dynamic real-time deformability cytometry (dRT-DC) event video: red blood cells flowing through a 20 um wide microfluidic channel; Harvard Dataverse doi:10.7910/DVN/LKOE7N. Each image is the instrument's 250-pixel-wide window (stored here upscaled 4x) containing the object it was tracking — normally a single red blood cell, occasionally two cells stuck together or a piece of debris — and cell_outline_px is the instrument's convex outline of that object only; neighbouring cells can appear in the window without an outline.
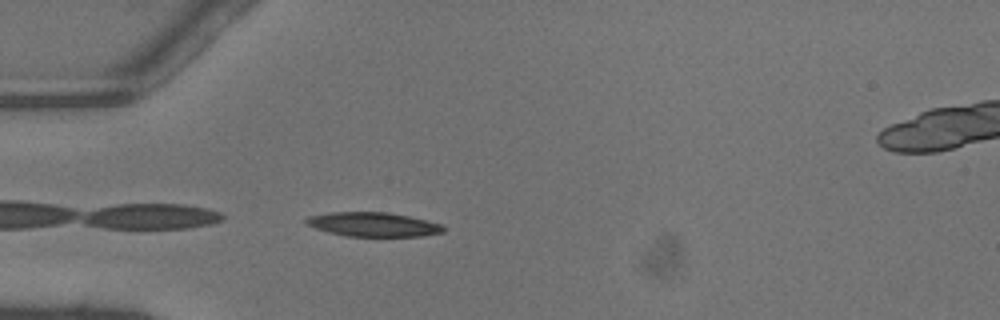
{"species": "common noctule bat (a hibernating species)", "species_latin": "Nyctalus noctula", "temperature_condition": "warm", "stored_images_in_passage": 17, "camera_frame_rate_fps": 3000, "um_per_image_px": 0.085, "animal": {"sex": "male", "body_mass_g": 13.3}, "frame": {"image": 1, "passage_image": 1, "time_ms": 0.0, "image_size_px": [1000, 320], "cell_outline_px": [[444, 232], [424, 236], [344, 236], [328, 232], [304, 224], [304, 220], [308, 216], [328, 212], [388, 212], [408, 216], [444, 224]], "centroid_in_image_um": [31.71, 19.07], "position_along_channel_um": 53.3, "area_um2": 19.54}}
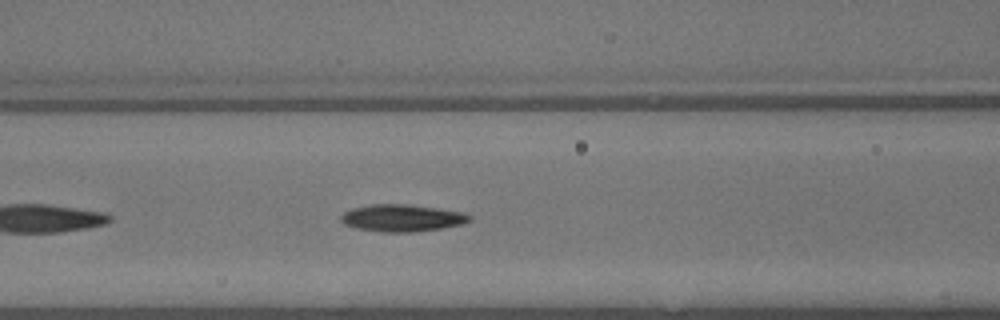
{"frame": {"image": 2, "passage_image": 7, "time_ms": 2.0, "image_size_px": [1000, 320], "cell_outline_px": [[472, 220], [464, 224], [416, 232], [380, 232], [356, 228], [344, 224], [340, 220], [340, 216], [344, 212], [352, 208], [372, 204], [404, 204], [436, 208], [464, 212], [472, 216]], "centroid_in_image_um": [34.18, 18.53], "position_along_channel_um": 132.4, "area_um2": 20.4}}
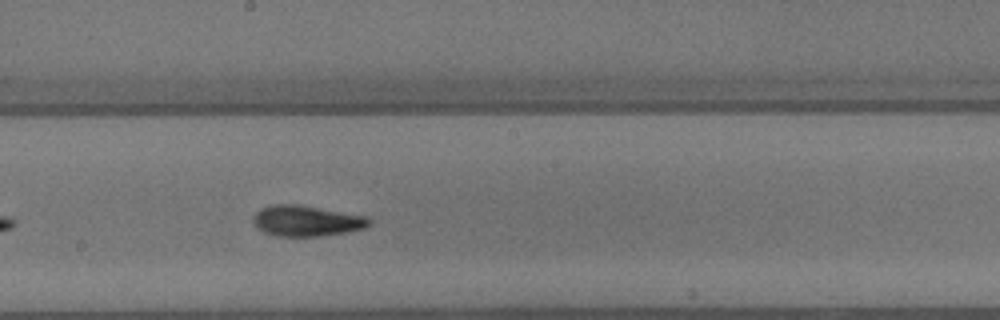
{"frame": {"image": 3, "passage_image": 13, "time_ms": 4.0, "image_size_px": [1000, 320], "cell_outline_px": [[372, 224], [364, 228], [344, 232], [320, 236], [276, 236], [264, 232], [256, 228], [252, 220], [252, 216], [260, 208], [276, 204], [296, 204], [368, 216], [372, 220]], "centroid_in_image_um": [26.04, 18.77], "position_along_channel_um": 222.2, "area_um2": 20.87}}